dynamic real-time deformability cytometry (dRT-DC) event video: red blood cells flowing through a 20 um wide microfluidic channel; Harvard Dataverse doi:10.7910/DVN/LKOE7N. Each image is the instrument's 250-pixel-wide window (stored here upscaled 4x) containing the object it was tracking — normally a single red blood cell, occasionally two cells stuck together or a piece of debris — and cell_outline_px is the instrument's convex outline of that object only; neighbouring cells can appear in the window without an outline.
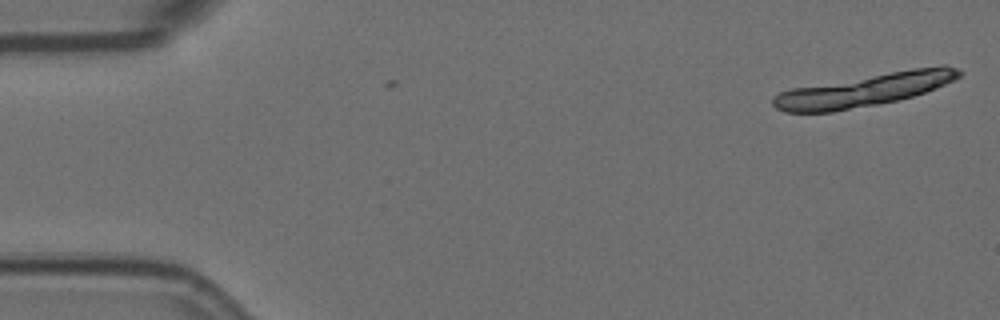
{"species": "Egyptian fruit bat (a non-hibernating species)", "species_latin": "Rousettus aegyptiacus", "temperature_condition": "room temperature", "stored_images_in_passage": 13, "camera_frame_rate_fps": 3000, "um_per_image_px": 0.085, "animal": {"sex": "female"}, "frame": {"image": 1, "passage_image": 1, "time_ms": 0.0, "image_size_px": [1000, 320], "cell_outline_px": [[964, 72], [960, 76], [936, 88], [912, 96], [896, 100], [876, 104], [832, 112], [784, 112], [776, 108], [772, 104], [772, 96], [780, 92], [792, 88], [912, 68], [940, 64], [944, 64], [960, 68]], "centroid_in_image_um": [73.5, 7.63], "position_along_channel_um": 11.5, "area_um2": 35.26}}